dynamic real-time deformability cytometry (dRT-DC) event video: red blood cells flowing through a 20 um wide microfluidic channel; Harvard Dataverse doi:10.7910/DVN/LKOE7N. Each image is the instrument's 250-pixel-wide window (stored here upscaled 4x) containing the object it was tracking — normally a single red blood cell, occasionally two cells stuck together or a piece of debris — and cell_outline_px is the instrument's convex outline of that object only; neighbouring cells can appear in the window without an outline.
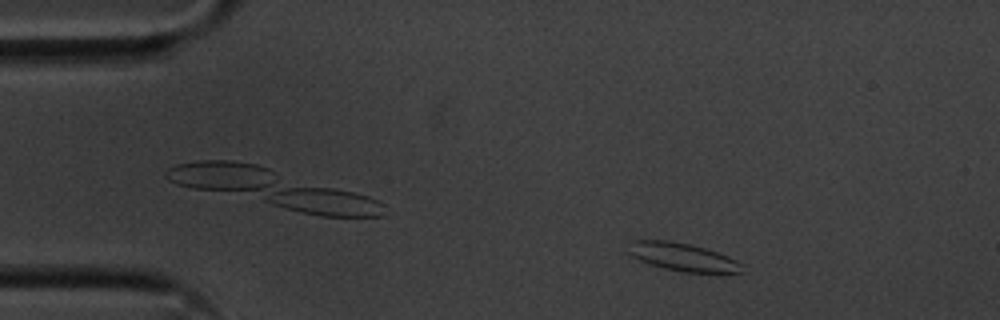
{"species": "common noctule bat (a hibernating species)", "species_latin": "Nyctalus noctula", "temperature_condition": "cold", "stored_images_in_passage": 53, "camera_frame_rate_fps": 3000, "um_per_image_px": 0.085, "animal": {"sex": "male", "body_mass_g": 20.1, "forearm_length_mm": 53.5}, "frame": {"image": 1, "passage_image": 6, "time_ms": 1.667, "image_size_px": [1000, 320], "cell_outline_px": [[744, 272], [680, 272], [664, 268], [640, 260], [624, 252], [632, 240], [668, 240], [692, 244], [728, 256], [744, 264]], "centroid_in_image_um": [58.0, 21.83], "position_along_channel_um": 27.0, "area_um2": 18.67}}
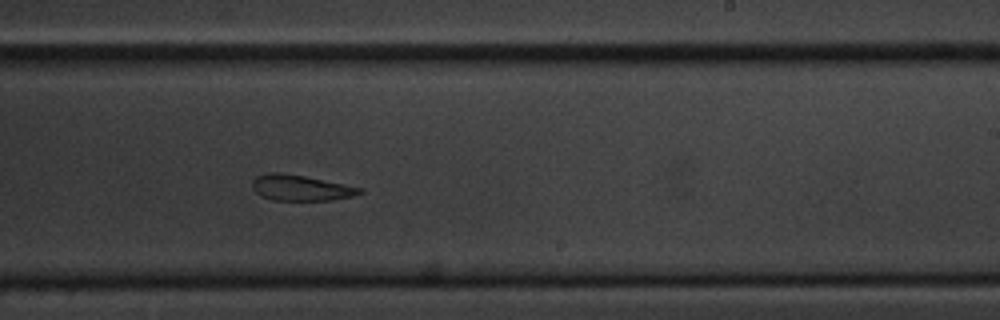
{"frame": {"image": 2, "passage_image": 31, "time_ms": 10.0, "image_size_px": [1000, 320], "cell_outline_px": [[364, 192], [352, 196], [328, 200], [272, 200], [260, 196], [252, 188], [252, 180], [256, 176], [268, 172], [280, 172], [304, 176], [360, 188]], "centroid_in_image_um": [25.47, 15.96], "position_along_channel_um": 263.5, "area_um2": 15.9}}
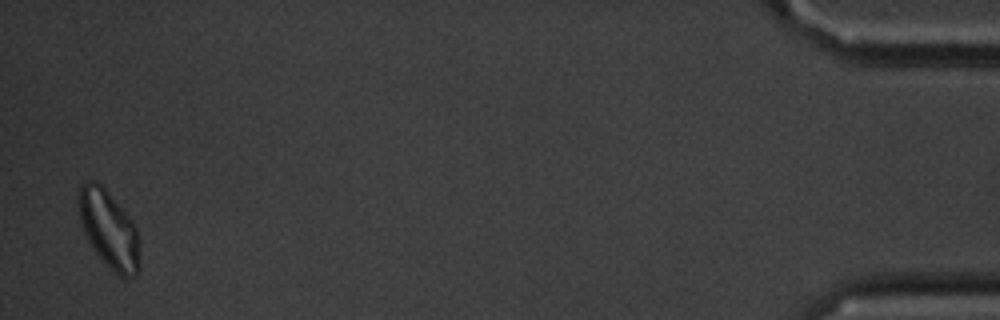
{"frame": {"image": 3, "passage_image": 52, "time_ms": 17.0, "image_size_px": [1000, 320], "cell_outline_px": [[140, 268], [136, 276], [124, 280], [96, 252], [88, 240], [84, 232], [80, 220], [76, 200], [76, 192], [80, 184], [88, 180], [96, 180], [108, 192], [132, 220], [136, 228], [140, 240]], "centroid_in_image_um": [9.26, 19.47], "position_along_channel_um": 425.9, "area_um2": 27.98}, "authors_computed_cell_mechanics": {"area_um2": 18.0914, "velocity_mm_per_s": 3.559, "shape_relaxation_time_tau1_ms": 5.9188, "shape_relaxation_time_tau2_ms": 5.246, "deformation_change_tau1": 0.1319, "deformation_change_tau2": 0.151}}